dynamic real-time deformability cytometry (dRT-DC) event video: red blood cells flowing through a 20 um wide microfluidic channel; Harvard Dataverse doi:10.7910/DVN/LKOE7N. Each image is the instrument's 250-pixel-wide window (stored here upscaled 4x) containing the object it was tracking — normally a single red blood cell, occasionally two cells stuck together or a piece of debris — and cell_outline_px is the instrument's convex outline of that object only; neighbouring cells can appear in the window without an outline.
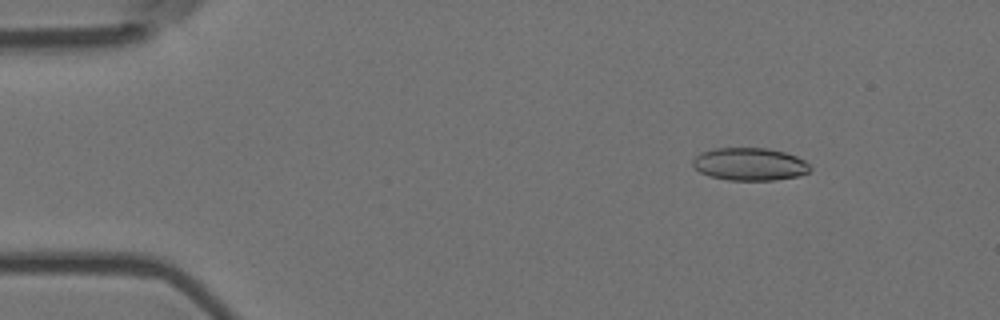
{"species": "Egyptian fruit bat (a non-hibernating species)", "species_latin": "Rousettus aegyptiacus", "temperature_condition": "room temperature", "stored_images_in_passage": 4, "camera_frame_rate_fps": 3000, "um_per_image_px": 0.085, "animal": {"sex": "female"}, "frame": {"image": 1, "passage_image": 2, "time_ms": 0.333, "image_size_px": [1000, 320], "cell_outline_px": [[812, 168], [808, 172], [796, 176], [776, 180], [728, 180], [708, 176], [700, 172], [692, 164], [692, 160], [700, 152], [712, 148], [768, 148], [784, 152], [796, 156], [804, 160]], "centroid_in_image_um": [63.7, 13.95], "position_along_channel_um": 21.3, "area_um2": 22.43}}